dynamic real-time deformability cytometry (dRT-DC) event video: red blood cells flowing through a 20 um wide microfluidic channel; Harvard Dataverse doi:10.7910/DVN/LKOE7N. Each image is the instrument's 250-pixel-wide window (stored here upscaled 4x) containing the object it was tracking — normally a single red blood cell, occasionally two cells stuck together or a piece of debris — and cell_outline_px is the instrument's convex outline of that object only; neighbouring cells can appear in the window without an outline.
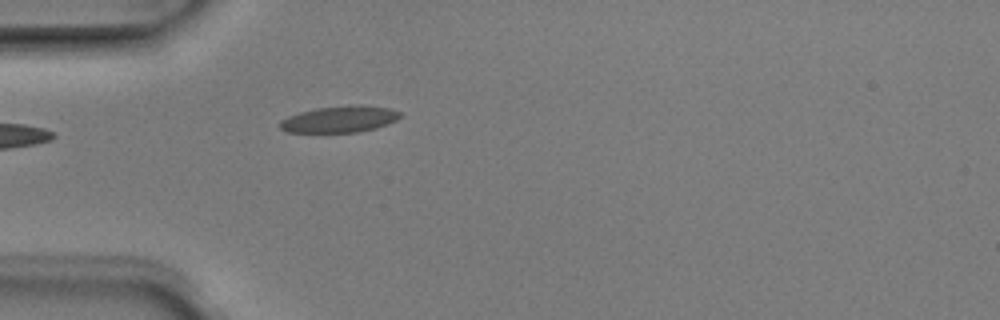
{"species": "Egyptian fruit bat (a non-hibernating species)", "species_latin": "Rousettus aegyptiacus", "temperature_condition": "room temperature", "stored_images_in_passage": 1, "camera_frame_rate_fps": 3000, "um_per_image_px": 0.085, "animal": {"sex": "male"}, "frame": {"image": 1, "passage_image": 1, "time_ms": 0.0, "image_size_px": [1000, 320], "cell_outline_px": [[400, 116], [396, 120], [388, 124], [376, 128], [356, 132], [284, 132], [280, 128], [280, 120], [288, 116], [300, 112], [316, 108], [388, 108], [400, 112]], "centroid_in_image_um": [28.77, 10.19], "position_along_channel_um": 56.2, "area_um2": 17.46}}